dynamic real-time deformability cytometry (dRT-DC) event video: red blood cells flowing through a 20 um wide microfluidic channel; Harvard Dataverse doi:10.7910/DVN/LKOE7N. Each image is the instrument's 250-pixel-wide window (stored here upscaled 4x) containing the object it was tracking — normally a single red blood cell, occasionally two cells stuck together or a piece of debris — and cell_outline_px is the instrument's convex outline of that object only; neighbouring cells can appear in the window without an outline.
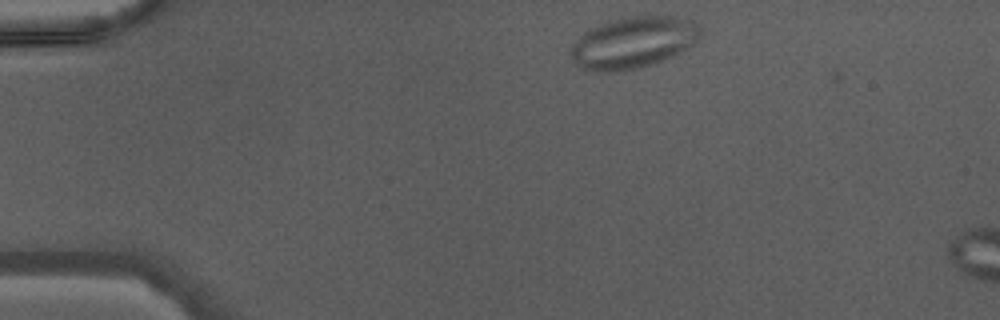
{"species": "Egyptian fruit bat (a non-hibernating species)", "species_latin": "Rousettus aegyptiacus", "temperature_condition": "warm", "stored_images_in_passage": 5, "camera_frame_rate_fps": 3000, "um_per_image_px": 0.085, "animal": {"sex": "male"}, "frame": {"image": 1, "passage_image": 1, "time_ms": 0.0, "image_size_px": [1000, 320], "cell_outline_px": [[700, 36], [692, 44], [680, 52], [672, 56], [636, 68], [604, 72], [596, 72], [580, 68], [572, 60], [572, 44], [588, 28], [612, 20], [632, 16], [676, 16], [692, 20], [700, 28]], "centroid_in_image_um": [53.8, 3.6], "position_along_channel_um": 31.2, "area_um2": 38.38}}